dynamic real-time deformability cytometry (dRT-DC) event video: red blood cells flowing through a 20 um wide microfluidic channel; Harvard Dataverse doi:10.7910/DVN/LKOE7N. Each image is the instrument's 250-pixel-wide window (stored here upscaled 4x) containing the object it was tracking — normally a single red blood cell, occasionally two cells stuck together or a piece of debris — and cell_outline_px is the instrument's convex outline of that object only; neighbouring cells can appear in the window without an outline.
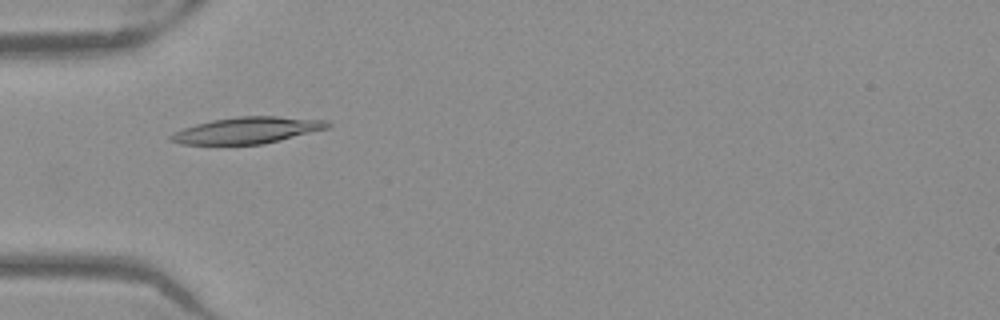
{"species": "Egyptian fruit bat (a non-hibernating species)", "species_latin": "Rousettus aegyptiacus", "temperature_condition": "warm", "stored_images_in_passage": 52, "camera_frame_rate_fps": 3000, "um_per_image_px": 0.085, "frame": {"image": 1, "passage_image": 17, "time_ms": 5.333, "image_size_px": [1000, 320], "cell_outline_px": [[332, 124], [328, 128], [264, 144], [180, 144], [168, 140], [168, 136], [184, 128], [196, 124], [212, 120], [240, 116], [276, 116], [328, 120]], "centroid_in_image_um": [21.03, 11.07], "position_along_channel_um": 64.0, "area_um2": 24.04}}
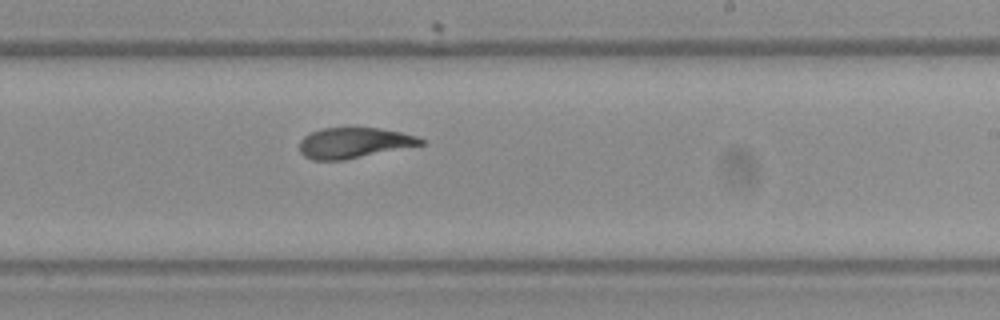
{"frame": {"image": 2, "passage_image": 32, "time_ms": 10.333, "image_size_px": [1000, 320], "cell_outline_px": [[424, 144], [344, 160], [312, 160], [304, 156], [300, 152], [300, 140], [304, 136], [320, 128], [376, 128], [400, 132], [416, 136], [424, 140]], "centroid_in_image_um": [30.05, 12.15], "position_along_channel_um": 259.0, "area_um2": 21.39}}
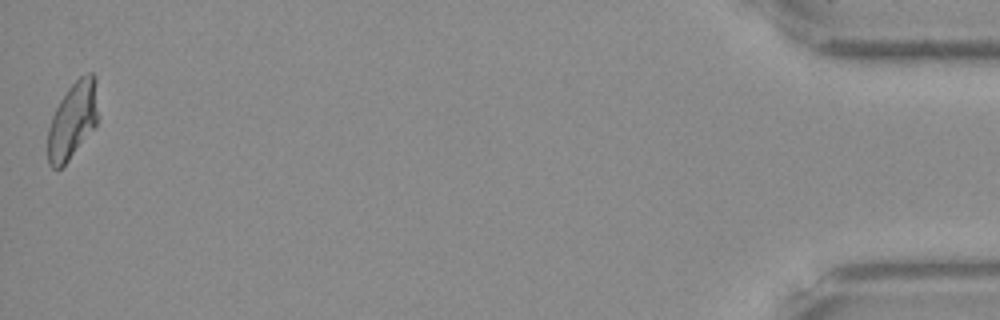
{"frame": {"image": 3, "passage_image": 52, "time_ms": 17.0, "image_size_px": [1000, 320], "cell_outline_px": [[100, 116], [96, 128], [68, 160], [60, 168], [52, 168], [48, 164], [48, 128], [52, 116], [60, 100], [68, 88], [80, 76], [88, 72], [92, 72], [96, 80]], "centroid_in_image_um": [6.23, 10.2], "position_along_channel_um": 429.0, "area_um2": 22.95}, "authors_computed_cell_mechanics": {"area_um2": 22.8888, "velocity_mm_per_s": 3.9166, "shape_relaxation_time_tau1_ms": null, "shape_relaxation_time_tau2_ms": 2.1497, "deformation_change_tau1": null, "deformation_change_tau2": 0.0837}}